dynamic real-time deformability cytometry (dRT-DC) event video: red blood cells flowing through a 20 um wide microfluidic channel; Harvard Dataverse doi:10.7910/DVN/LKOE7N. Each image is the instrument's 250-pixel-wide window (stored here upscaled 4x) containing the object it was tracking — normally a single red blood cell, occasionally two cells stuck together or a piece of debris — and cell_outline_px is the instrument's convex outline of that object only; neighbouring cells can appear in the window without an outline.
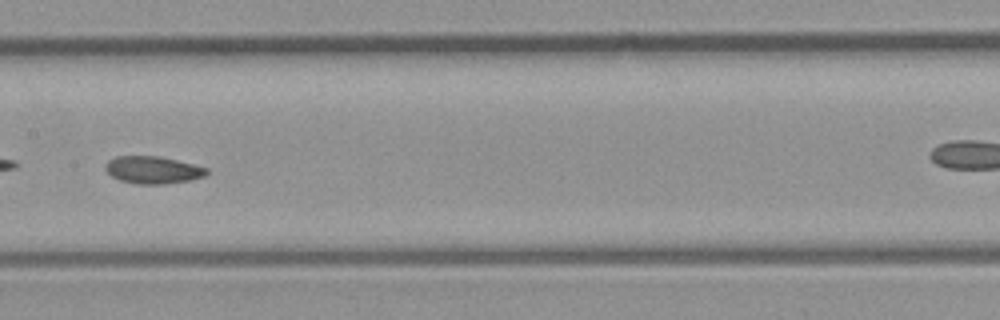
{"species": "common noctule bat (a hibernating species)", "species_latin": "Nyctalus noctula", "temperature_condition": "room temperature", "stored_images_in_passage": 43, "camera_frame_rate_fps": 3000, "um_per_image_px": 0.085, "animal": {"sex": "male", "body_mass_g": 23.1, "forearm_length_mm": 52.7}, "frame": {"image": 1, "passage_image": 19, "time_ms": 6.0, "image_size_px": [1000, 320], "cell_outline_px": [[208, 172], [204, 176], [192, 180], [164, 184], [136, 184], [120, 180], [112, 176], [104, 168], [104, 164], [108, 160], [116, 156], [160, 156], [208, 168]], "centroid_in_image_um": [12.98, 14.44], "position_along_channel_um": 194.4, "area_um2": 16.18}, "authors_computed_cell_mechanics": {"area_um2": 16.5886, "velocity_mm_per_s": 4.3061, "shape_relaxation_time_tau1_ms": null, "shape_relaxation_time_tau2_ms": 2.8116, "deformation_change_tau1": null, "deformation_change_tau2": 0.0695}}